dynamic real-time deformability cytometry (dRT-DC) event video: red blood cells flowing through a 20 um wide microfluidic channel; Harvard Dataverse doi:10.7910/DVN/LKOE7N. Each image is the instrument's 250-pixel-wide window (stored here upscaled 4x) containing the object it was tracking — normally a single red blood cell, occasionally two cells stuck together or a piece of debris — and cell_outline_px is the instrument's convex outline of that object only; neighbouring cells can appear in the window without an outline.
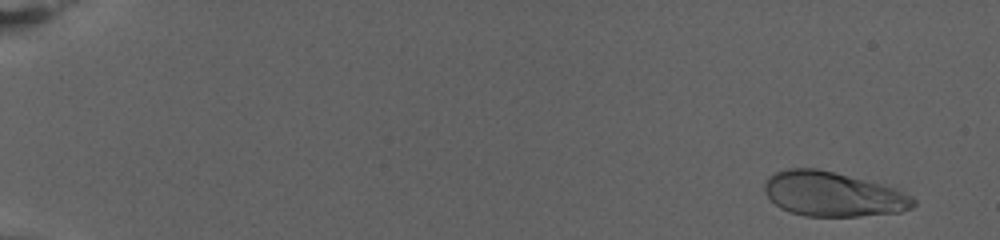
{"species": "human", "species_latin": "Homo sapiens", "temperature_condition": "warm", "stored_images_in_passage": 80, "camera_frame_rate_fps": 3000, "um_per_image_px": 0.085, "donor": {"sex": "female"}, "frame": {"image": 1, "passage_image": 5, "time_ms": 1.333, "image_size_px": [1000, 240], "cell_outline_px": [[916, 204], [912, 208], [900, 212], [860, 216], [804, 216], [788, 212], [780, 208], [764, 192], [764, 184], [768, 176], [776, 172], [788, 168], [816, 168], [896, 188], [912, 196], [916, 200]], "centroid_in_image_um": [70.79, 16.51], "position_along_channel_um": 14.2, "area_um2": 38.61}}
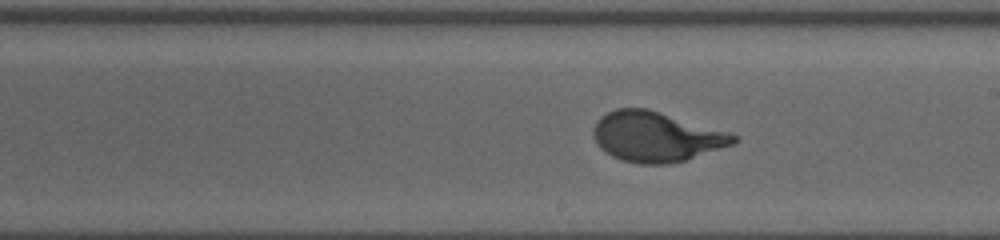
{"frame": {"image": 2, "passage_image": 49, "time_ms": 16.0, "image_size_px": [1000, 240], "cell_outline_px": [[736, 140], [732, 144], [684, 160], [668, 164], [640, 164], [620, 160], [612, 156], [600, 148], [596, 144], [592, 136], [592, 128], [600, 116], [616, 108], [648, 108], [732, 132], [736, 136]], "centroid_in_image_um": [55.73, 11.6], "position_along_channel_um": 233.3, "area_um2": 41.04}}
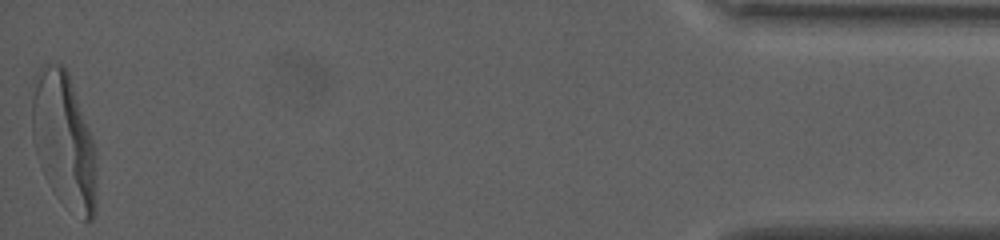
{"frame": {"image": 3, "passage_image": 80, "time_ms": 26.333, "image_size_px": [1000, 240], "cell_outline_px": [[96, 208], [92, 220], [84, 220], [36, 152], [32, 140], [32, 100], [40, 76], [44, 68], [48, 64], [60, 64], [68, 72], [96, 148]], "centroid_in_image_um": [5.52, 11.78], "position_along_channel_um": 429.7, "area_um2": 46.82}, "authors_computed_cell_mechanics": {"area_um2": 39.8242, "velocity_mm_per_s": 2.6728, "shape_relaxation_time_tau1_ms": 4.9193, "shape_relaxation_time_tau2_ms": null, "deformation_change_tau1": 0.252, "deformation_change_tau2": null}}